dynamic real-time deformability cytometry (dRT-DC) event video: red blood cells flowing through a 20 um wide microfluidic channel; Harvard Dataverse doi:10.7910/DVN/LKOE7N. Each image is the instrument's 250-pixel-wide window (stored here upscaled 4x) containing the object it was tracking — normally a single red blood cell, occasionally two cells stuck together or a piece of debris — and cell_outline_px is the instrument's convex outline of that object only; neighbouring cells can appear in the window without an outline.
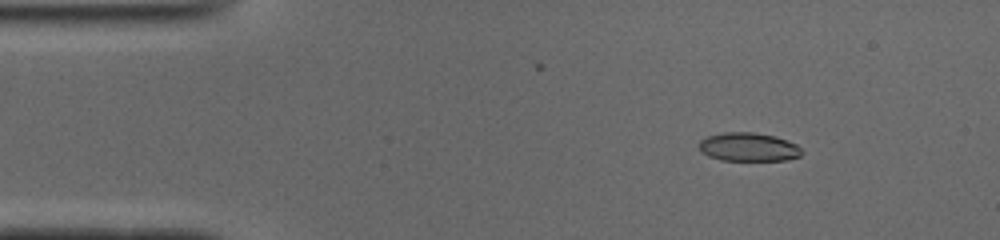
{"species": "common noctule bat (a hibernating species)", "species_latin": "Nyctalus noctula", "temperature_condition": "cold", "stored_images_in_passage": 7, "camera_frame_rate_fps": 3000, "um_per_image_px": 0.085, "animal": {"sex": "male", "body_mass_g": 19.0, "forearm_length_mm": 50.8}, "frame": {"image": 1, "passage_image": 1, "time_ms": 0.0, "image_size_px": [1000, 240], "cell_outline_px": [[800, 156], [784, 160], [720, 160], [708, 156], [700, 148], [700, 140], [708, 136], [724, 132], [756, 132], [776, 136], [796, 144], [800, 148]], "centroid_in_image_um": [63.62, 12.48], "position_along_channel_um": 21.4, "area_um2": 16.94}}